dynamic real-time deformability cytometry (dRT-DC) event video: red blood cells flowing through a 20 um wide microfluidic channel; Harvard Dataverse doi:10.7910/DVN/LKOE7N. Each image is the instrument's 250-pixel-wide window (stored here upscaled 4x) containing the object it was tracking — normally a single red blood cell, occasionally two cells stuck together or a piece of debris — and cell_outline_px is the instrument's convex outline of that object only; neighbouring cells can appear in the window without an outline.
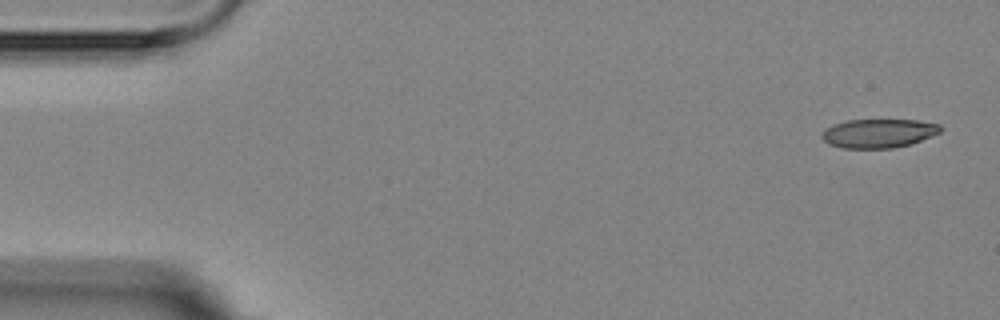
{"species": "Egyptian fruit bat (a non-hibernating species)", "species_latin": "Rousettus aegyptiacus", "temperature_condition": "room temperature", "stored_images_in_passage": 5, "camera_frame_rate_fps": 3000, "um_per_image_px": 0.085, "animal": {"sex": "female"}, "frame": {"image": 1, "passage_image": 1, "time_ms": 0.0, "image_size_px": [1000, 320], "cell_outline_px": [[940, 132], [932, 136], [912, 144], [892, 148], [840, 148], [828, 144], [820, 136], [824, 128], [832, 124], [848, 120], [920, 120], [940, 124]], "centroid_in_image_um": [74.65, 11.33], "position_along_channel_um": 10.4, "area_um2": 20.17}}
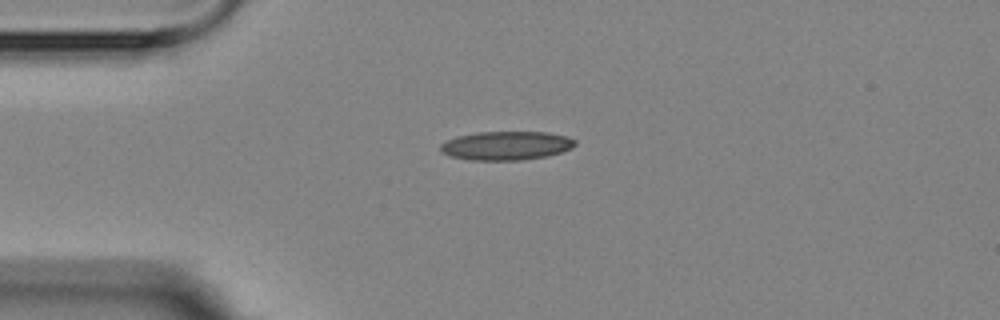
{"frame": {"image": 2, "passage_image": 4, "time_ms": 3.667, "image_size_px": [1000, 320], "cell_outline_px": [[576, 144], [572, 148], [548, 156], [520, 160], [468, 160], [448, 156], [440, 152], [440, 144], [456, 136], [476, 132], [548, 132], [564, 136], [576, 140]], "centroid_in_image_um": [42.99, 12.38], "position_along_channel_um": 42.0, "area_um2": 22.72}}